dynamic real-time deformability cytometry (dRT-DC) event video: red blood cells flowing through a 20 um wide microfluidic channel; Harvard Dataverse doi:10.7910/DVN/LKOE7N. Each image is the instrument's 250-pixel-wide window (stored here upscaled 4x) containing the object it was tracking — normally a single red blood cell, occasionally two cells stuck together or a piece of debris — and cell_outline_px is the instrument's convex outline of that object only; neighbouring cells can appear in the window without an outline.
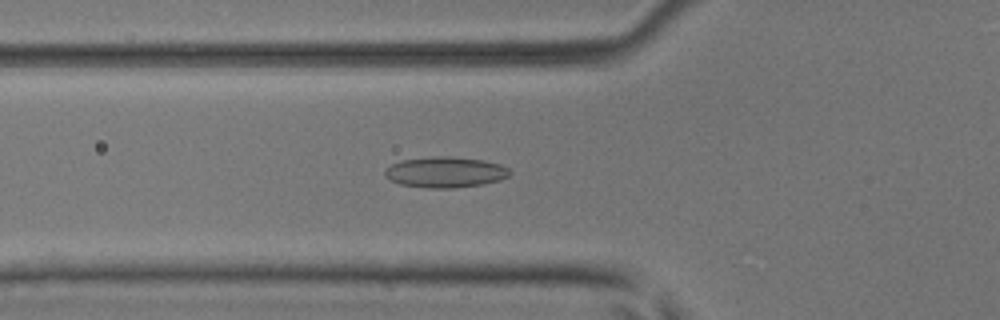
{"species": "common noctule bat (a hibernating species)", "species_latin": "Nyctalus noctula", "temperature_condition": "room temperature", "stored_images_in_passage": 50, "camera_frame_rate_fps": 3000, "um_per_image_px": 0.085, "animal": {"sex": "male", "body_mass_g": 17.9, "forearm_length_mm": 54.2}, "frame": {"image": 1, "passage_image": 18, "time_ms": 5.667, "image_size_px": [1000, 320], "cell_outline_px": [[512, 172], [508, 176], [500, 180], [480, 184], [452, 188], [428, 188], [400, 184], [392, 180], [384, 172], [392, 164], [400, 160], [432, 156], [452, 156], [484, 160], [500, 164], [508, 168]], "centroid_in_image_um": [37.88, 14.62], "position_along_channel_um": 87.9, "area_um2": 22.25}}
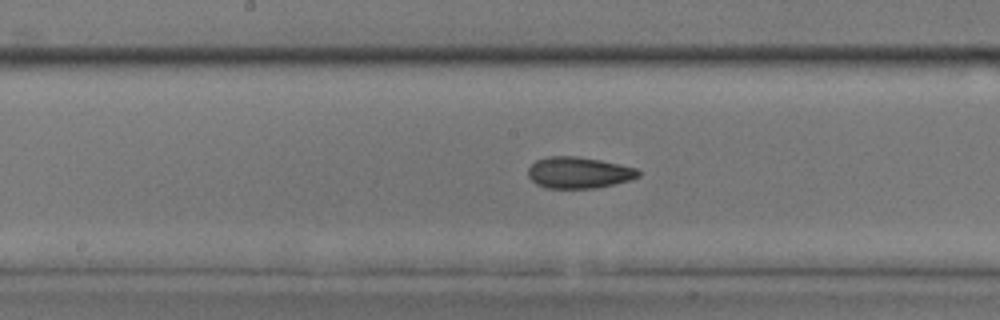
{"frame": {"image": 2, "passage_image": 26, "time_ms": 8.333, "image_size_px": [1000, 320], "cell_outline_px": [[640, 176], [632, 180], [596, 188], [544, 188], [536, 184], [528, 176], [528, 168], [536, 160], [548, 156], [576, 156], [600, 160], [620, 164], [636, 168], [640, 172]], "centroid_in_image_um": [49.2, 14.68], "position_along_channel_um": 199.0, "area_um2": 20.29}}
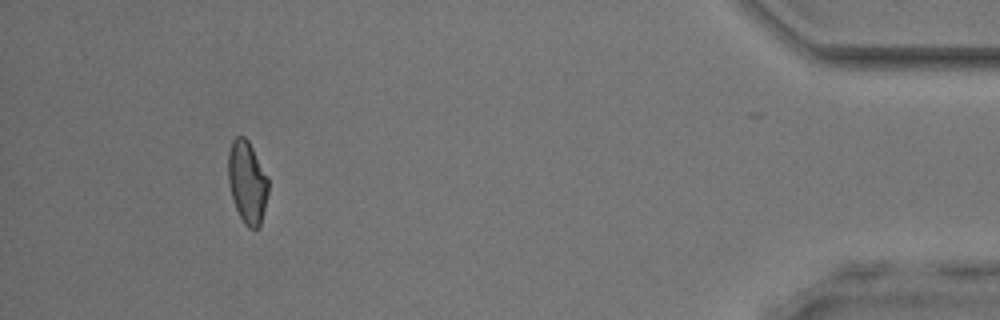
{"frame": {"image": 3, "passage_image": 46, "time_ms": 15.0, "image_size_px": [1000, 320], "cell_outline_px": [[268, 192], [260, 228], [248, 228], [244, 224], [236, 208], [232, 196], [228, 180], [228, 152], [232, 140], [236, 136], [244, 136], [248, 140], [268, 176]], "centroid_in_image_um": [21.02, 15.47], "position_along_channel_um": 414.2, "area_um2": 19.31}, "authors_computed_cell_mechanics": {"area_um2": 20.3167, "velocity_mm_per_s": 4.1638, "shape_relaxation_time_tau1_ms": 7.2797, "shape_relaxation_time_tau2_ms": 2.1587, "deformation_change_tau1": 0.1478, "deformation_change_tau2": 0.0849}}